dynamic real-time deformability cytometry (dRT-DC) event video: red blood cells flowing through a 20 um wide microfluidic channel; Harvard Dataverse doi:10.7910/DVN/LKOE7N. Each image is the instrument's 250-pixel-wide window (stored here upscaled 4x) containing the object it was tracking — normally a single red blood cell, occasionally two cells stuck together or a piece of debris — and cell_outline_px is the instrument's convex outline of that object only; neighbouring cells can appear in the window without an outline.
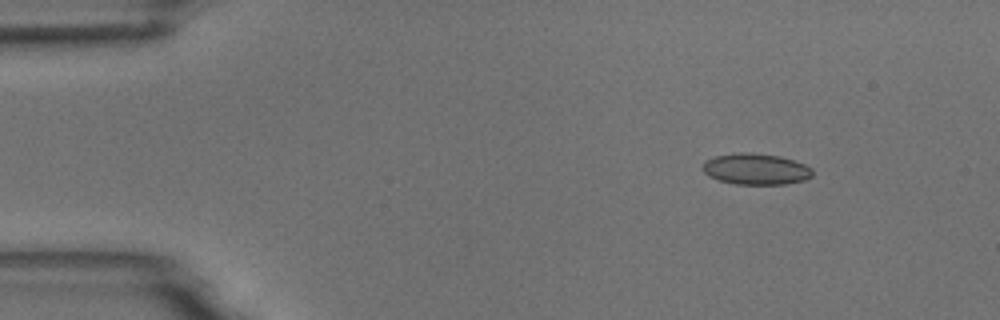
{"species": "common noctule bat (a hibernating species)", "species_latin": "Nyctalus noctula", "temperature_condition": "room temperature", "stored_images_in_passage": 7, "camera_frame_rate_fps": 3000, "um_per_image_px": 0.085, "animal": {"sex": "male", "body_mass_g": 18.8}, "frame": {"image": 1, "passage_image": 2, "time_ms": 1.0, "image_size_px": [1000, 320], "cell_outline_px": [[812, 176], [804, 180], [784, 184], [736, 184], [720, 180], [708, 176], [700, 168], [704, 160], [712, 156], [740, 152], [744, 152], [780, 156], [804, 164], [812, 168]], "centroid_in_image_um": [64.19, 14.36], "position_along_channel_um": 20.8, "area_um2": 20.0}}
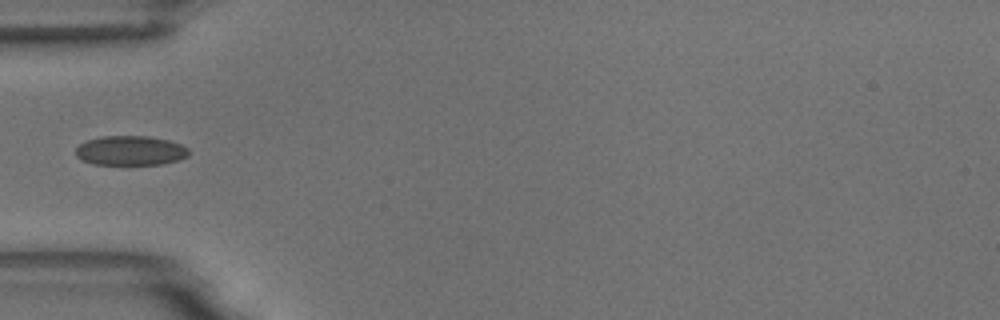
{"frame": {"image": 2, "passage_image": 5, "time_ms": 4.667, "image_size_px": [1000, 320], "cell_outline_px": [[188, 156], [180, 160], [164, 164], [92, 164], [76, 156], [76, 148], [80, 144], [88, 140], [100, 136], [148, 136], [168, 140], [180, 144], [188, 148]], "centroid_in_image_um": [11.11, 12.8], "position_along_channel_um": 73.9, "area_um2": 19.42}}